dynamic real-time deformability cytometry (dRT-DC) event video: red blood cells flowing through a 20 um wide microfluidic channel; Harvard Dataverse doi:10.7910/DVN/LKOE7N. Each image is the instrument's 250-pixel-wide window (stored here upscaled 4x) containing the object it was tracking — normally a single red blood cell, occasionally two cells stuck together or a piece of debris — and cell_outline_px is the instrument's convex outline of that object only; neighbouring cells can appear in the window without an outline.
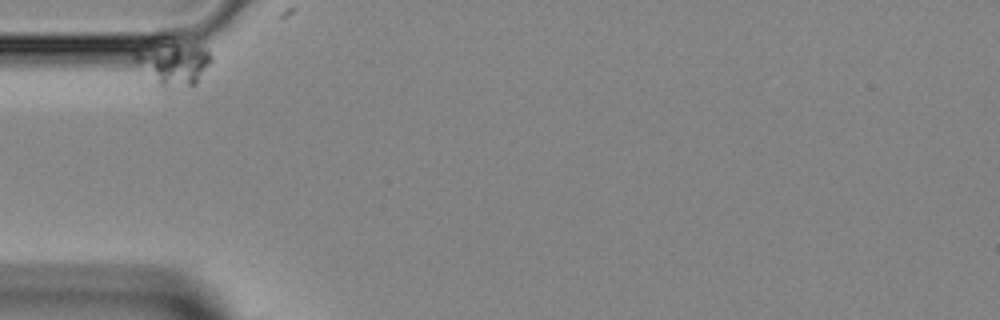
{"species": "Egyptian fruit bat (a non-hibernating species)", "species_latin": "Rousettus aegyptiacus", "temperature_condition": "room temperature", "stored_images_in_passage": 39, "camera_frame_rate_fps": 3000, "um_per_image_px": 0.085, "animal": {"sex": "female"}, "frame": {"image": 1, "passage_image": 1, "time_ms": 0.0, "image_size_px": [1000, 320], "cell_outline_px": [[212, 64], [196, 84], [164, 92], [160, 92], [136, 60], [136, 52], [192, 44], [200, 44], [212, 56]], "centroid_in_image_um": [14.89, 5.59], "position_along_channel_um": 70.1, "area_um2": 18.44}}
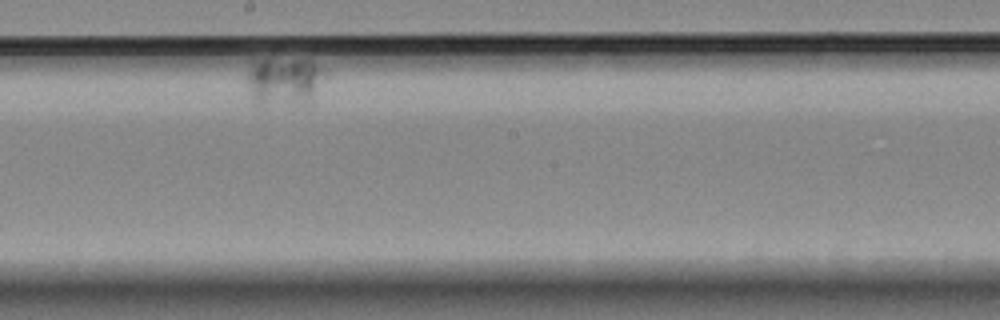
{"frame": {"image": 2, "passage_image": 23, "time_ms": 7.333, "image_size_px": [1000, 320], "cell_outline_px": [[328, 76], [312, 104], [256, 104], [252, 100], [244, 84], [244, 76], [252, 60], [304, 60], [328, 68]], "centroid_in_image_um": [24.18, 6.93], "position_along_channel_um": 224.0, "area_um2": 23.18}}
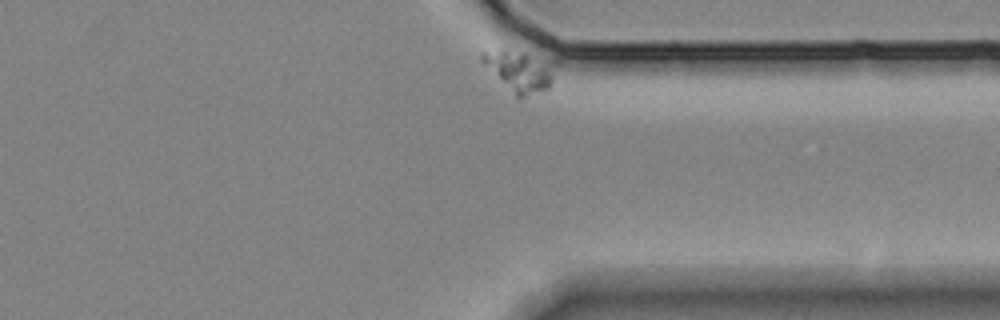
{"frame": {"image": 3, "passage_image": 39, "time_ms": 12.667, "image_size_px": [1000, 320], "cell_outline_px": [[556, 64], [552, 80], [548, 88], [544, 92], [524, 96], [516, 96], [480, 60], [480, 52], [500, 48], [504, 48], [528, 52], [556, 60]], "centroid_in_image_um": [44.22, 5.96], "position_along_channel_um": 367.2, "area_um2": 17.92}}